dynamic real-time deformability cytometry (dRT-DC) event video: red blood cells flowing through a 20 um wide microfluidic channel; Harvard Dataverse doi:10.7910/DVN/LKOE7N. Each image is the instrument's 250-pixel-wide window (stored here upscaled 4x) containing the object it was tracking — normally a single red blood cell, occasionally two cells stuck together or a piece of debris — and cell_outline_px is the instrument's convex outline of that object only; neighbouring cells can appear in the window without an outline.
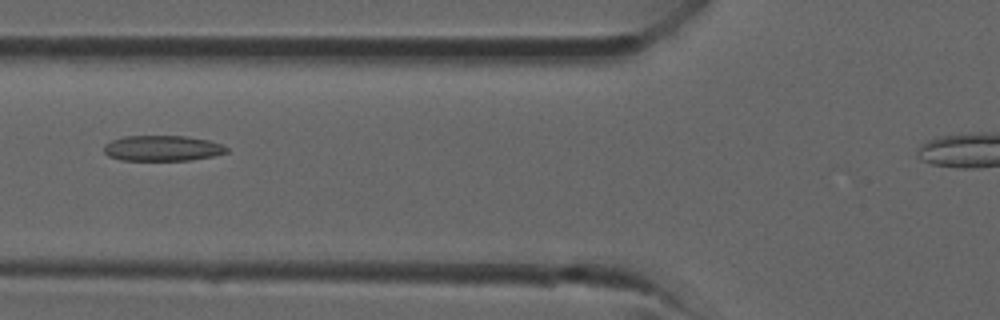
{"species": "common noctule bat (a hibernating species)", "species_latin": "Nyctalus noctula", "temperature_condition": "room temperature", "stored_images_in_passage": 26, "camera_frame_rate_fps": 3000, "um_per_image_px": 0.085, "animal": {"sex": "male", "forearm_length_mm": 52.5}, "frame": {"image": 1, "passage_image": 7, "time_ms": 2.0, "image_size_px": [1000, 320], "cell_outline_px": [[228, 152], [212, 156], [188, 160], [120, 160], [108, 156], [104, 152], [104, 144], [112, 140], [124, 136], [184, 136], [208, 140], [224, 144], [228, 148]], "centroid_in_image_um": [13.8, 12.6], "position_along_channel_um": 112.0, "area_um2": 18.26}}
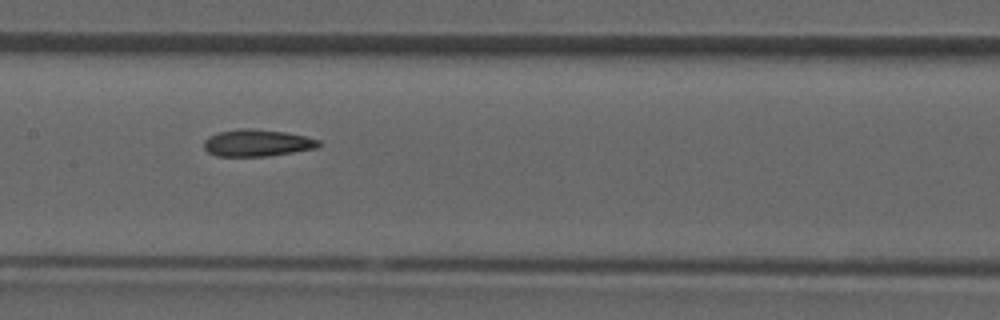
{"frame": {"image": 2, "passage_image": 11, "time_ms": 3.333, "image_size_px": [1000, 320], "cell_outline_px": [[320, 144], [316, 148], [268, 156], [216, 156], [208, 152], [204, 148], [204, 140], [208, 136], [220, 132], [236, 128], [248, 128], [284, 132], [304, 136], [320, 140]], "centroid_in_image_um": [21.82, 12.15], "position_along_channel_um": 185.6, "area_um2": 17.92}}
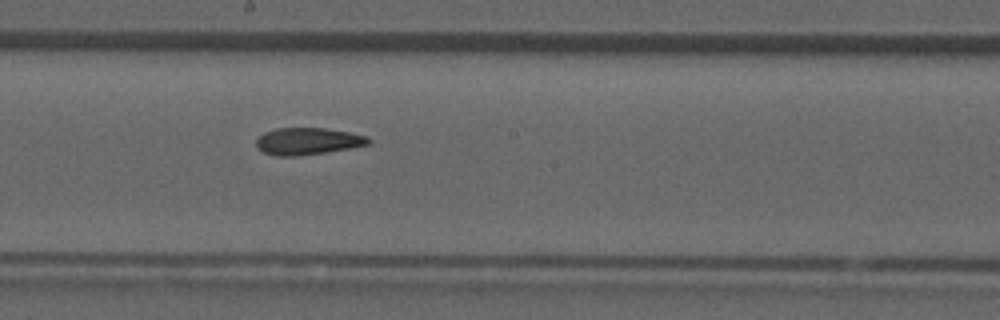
{"frame": {"image": 3, "passage_image": 13, "time_ms": 4.0, "image_size_px": [1000, 320], "cell_outline_px": [[372, 144], [328, 152], [296, 156], [276, 156], [264, 152], [256, 148], [256, 140], [264, 132], [276, 128], [324, 128], [348, 132], [368, 136], [372, 140]], "centroid_in_image_um": [26.18, 12.01], "position_along_channel_um": 222.0, "area_um2": 17.8}}